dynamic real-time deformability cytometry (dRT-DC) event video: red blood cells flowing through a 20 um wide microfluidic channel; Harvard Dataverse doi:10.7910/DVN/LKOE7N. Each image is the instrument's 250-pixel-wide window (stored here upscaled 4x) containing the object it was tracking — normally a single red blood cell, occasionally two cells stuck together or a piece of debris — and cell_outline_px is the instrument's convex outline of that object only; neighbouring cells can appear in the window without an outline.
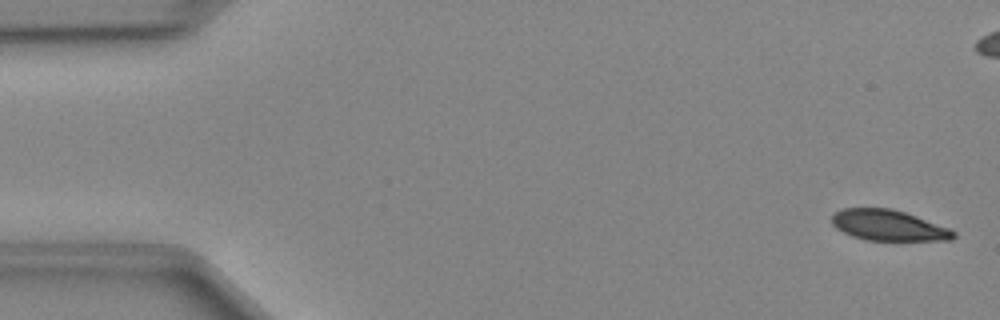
{"species": "Egyptian fruit bat (a non-hibernating species)", "species_latin": "Rousettus aegyptiacus", "temperature_condition": "cold", "stored_images_in_passage": 50, "camera_frame_rate_fps": 3000, "um_per_image_px": 0.085, "animal": {"sex": "female"}, "frame": {"image": 1, "passage_image": 2, "time_ms": 0.333, "image_size_px": [1000, 320], "cell_outline_px": [[956, 236], [952, 240], [864, 240], [852, 236], [836, 228], [832, 224], [832, 216], [836, 212], [844, 208], [892, 208], [904, 212], [948, 228], [956, 232]], "centroid_in_image_um": [75.5, 19.16], "position_along_channel_um": 9.5, "area_um2": 21.56}}
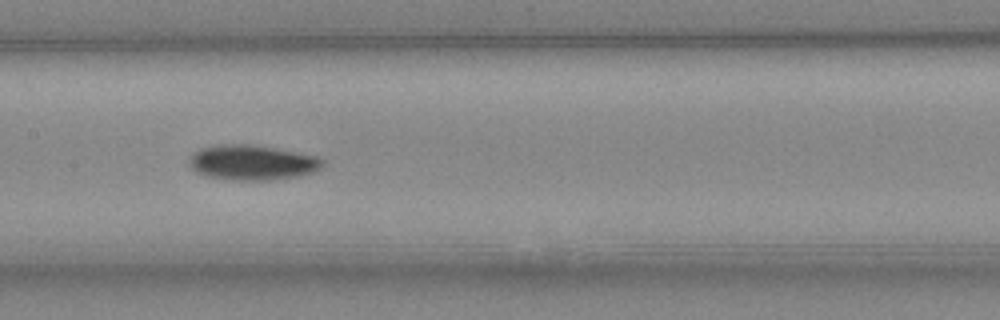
{"frame": {"image": 2, "passage_image": 24, "time_ms": 7.667, "image_size_px": [1000, 320], "cell_outline_px": [[324, 164], [320, 168], [312, 172], [296, 176], [272, 180], [232, 180], [208, 176], [196, 172], [188, 164], [188, 160], [200, 148], [220, 144], [248, 144], [296, 152], [316, 156], [324, 160]], "centroid_in_image_um": [21.42, 13.82], "position_along_channel_um": 186.0, "area_um2": 26.99}}
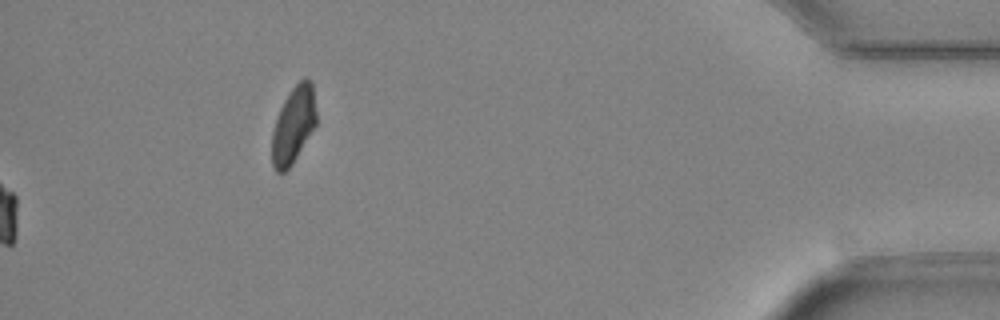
{"frame": {"image": 3, "passage_image": 50, "time_ms": 16.333, "image_size_px": [1000, 320], "cell_outline_px": [[316, 124], [292, 164], [284, 172], [276, 172], [272, 168], [272, 132], [280, 108], [284, 100], [292, 88], [304, 76], [312, 80], [316, 112]], "centroid_in_image_um": [24.94, 10.6], "position_along_channel_um": 410.3, "area_um2": 19.77}}